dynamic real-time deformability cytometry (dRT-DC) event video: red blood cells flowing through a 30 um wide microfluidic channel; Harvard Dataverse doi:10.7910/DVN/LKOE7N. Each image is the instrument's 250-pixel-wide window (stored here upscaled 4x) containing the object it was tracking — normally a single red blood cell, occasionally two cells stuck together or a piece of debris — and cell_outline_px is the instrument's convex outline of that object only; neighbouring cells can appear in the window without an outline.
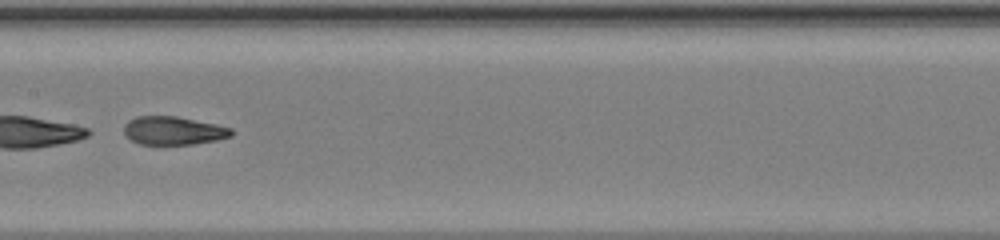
{"species": "common noctule bat (a hibernating species)", "species_latin": "Nyctalus noctula", "temperature_condition": "warm", "stored_images_in_passage": 32, "camera_frame_rate_fps": 3000, "um_per_image_px": 0.085, "animal": {"sex": "female", "body_mass_g": 20.0, "forearm_length_mm": 54.0}, "frame": {"image": 1, "passage_image": 14, "time_ms": 4.333, "image_size_px": [1000, 240], "cell_outline_px": [[232, 136], [216, 140], [192, 144], [140, 144], [124, 136], [124, 124], [128, 120], [136, 116], [176, 116], [216, 124], [232, 128]], "centroid_in_image_um": [14.71, 11.1], "position_along_channel_um": 192.7, "area_um2": 17.74}, "authors_computed_cell_mechanics": {"area_um2": 18.6694, "velocity_mm_per_s": 4.4248, "shape_relaxation_time_tau1_ms": 1.6534, "shape_relaxation_time_tau2_ms": 1.2974, "deformation_change_tau1": 0.332, "deformation_change_tau2": 0.0784}}